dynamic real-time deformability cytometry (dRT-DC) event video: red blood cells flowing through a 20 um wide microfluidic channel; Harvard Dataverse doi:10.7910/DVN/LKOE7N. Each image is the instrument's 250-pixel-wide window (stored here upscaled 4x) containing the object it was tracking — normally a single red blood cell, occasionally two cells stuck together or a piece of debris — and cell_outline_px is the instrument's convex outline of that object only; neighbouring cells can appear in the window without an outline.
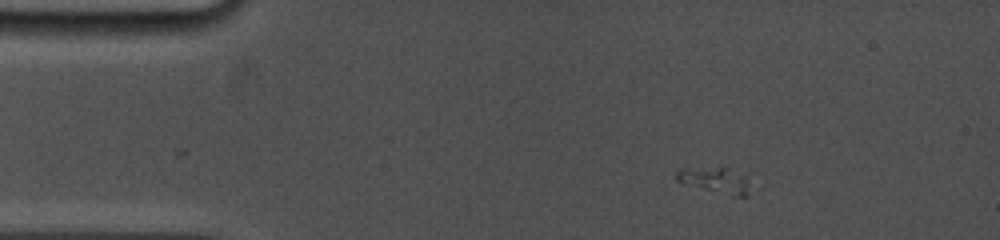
{"species": "common noctule bat (a hibernating species)", "species_latin": "Nyctalus noctula", "temperature_condition": "cold", "stored_images_in_passage": 27, "camera_frame_rate_fps": 5000, "um_per_image_px": 0.085, "animal": {"sex": "female", "body_mass_g": 19.0, "forearm_length_mm": 53.3}, "frame": {"image": 1, "passage_image": 1, "time_ms": 0.0, "image_size_px": [1000, 240], "cell_outline_px": [[752, 184], [748, 196], [732, 196], [676, 180], [676, 172], [680, 168], [728, 168], [744, 176]], "centroid_in_image_um": [60.87, 15.32], "position_along_channel_um": 24.1, "area_um2": 10.75}}
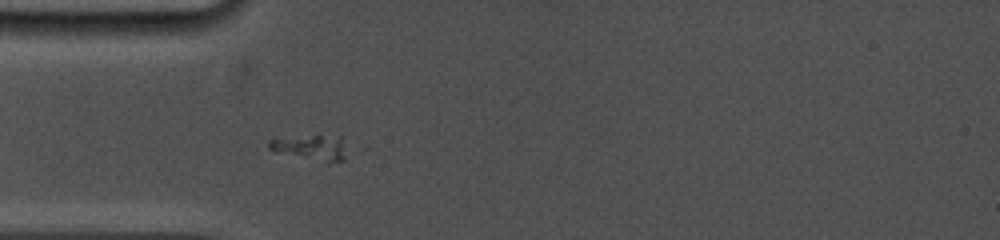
{"frame": {"image": 2, "passage_image": 15, "time_ms": 2.6, "image_size_px": [1000, 240], "cell_outline_px": [[344, 160], [328, 164], [276, 152], [268, 148], [268, 140], [312, 136], [340, 136], [344, 156]], "centroid_in_image_um": [26.41, 12.59], "position_along_channel_um": 58.6, "area_um2": 11.16}}
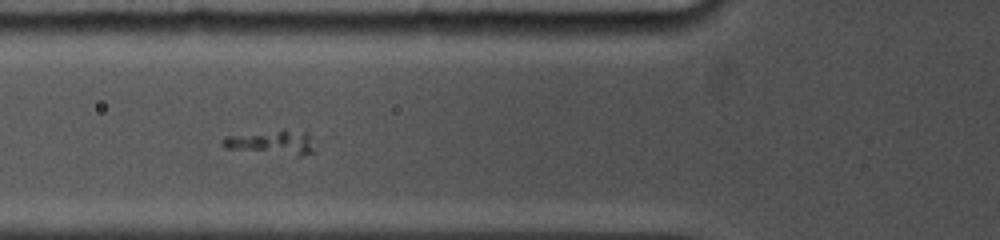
{"frame": {"image": 3, "passage_image": 23, "time_ms": 3.8, "image_size_px": [1000, 240], "cell_outline_px": [[316, 152], [304, 156], [296, 156], [224, 148], [224, 136], [284, 128], [308, 132]], "centroid_in_image_um": [23.19, 12.09], "position_along_channel_um": 102.6, "area_um2": 13.47}}